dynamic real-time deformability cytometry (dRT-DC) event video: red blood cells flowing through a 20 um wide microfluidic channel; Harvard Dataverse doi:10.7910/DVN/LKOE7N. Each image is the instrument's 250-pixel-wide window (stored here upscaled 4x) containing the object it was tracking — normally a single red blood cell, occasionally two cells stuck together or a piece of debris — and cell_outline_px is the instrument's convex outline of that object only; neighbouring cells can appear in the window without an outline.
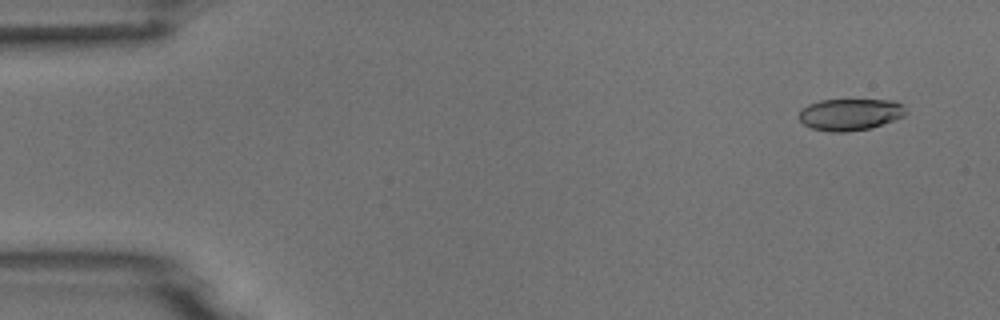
{"species": "common noctule bat (a hibernating species)", "species_latin": "Nyctalus noctula", "temperature_condition": "room temperature", "stored_images_in_passage": 4, "camera_frame_rate_fps": 3000, "um_per_image_px": 0.085, "animal": {"sex": "male", "body_mass_g": 18.8}, "frame": {"image": 1, "passage_image": 1, "time_ms": 0.0, "image_size_px": [1000, 320], "cell_outline_px": [[904, 116], [872, 128], [848, 132], [832, 132], [812, 128], [804, 124], [800, 120], [800, 112], [808, 104], [820, 100], [896, 100], [904, 108]], "centroid_in_image_um": [72.26, 9.73], "position_along_channel_um": 12.7, "area_um2": 19.59}}
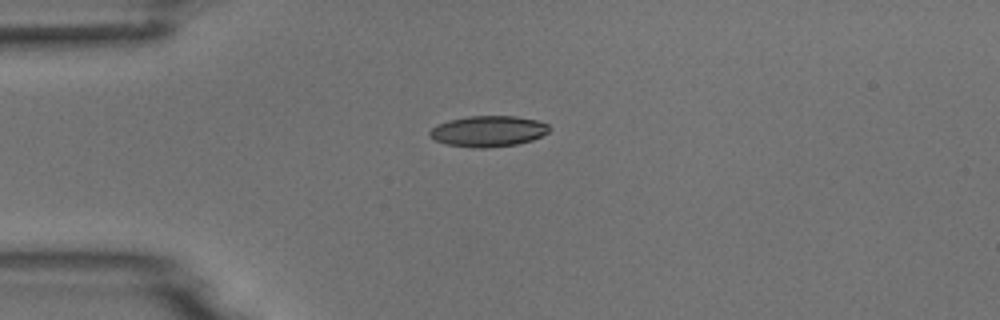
{"frame": {"image": 2, "passage_image": 4, "time_ms": 3.333, "image_size_px": [1000, 320], "cell_outline_px": [[552, 128], [548, 132], [532, 140], [516, 144], [488, 148], [472, 148], [448, 144], [436, 140], [428, 136], [428, 132], [436, 124], [448, 120], [468, 116], [516, 116], [536, 120], [548, 124]], "centroid_in_image_um": [41.48, 11.15], "position_along_channel_um": 43.5, "area_um2": 21.62}}